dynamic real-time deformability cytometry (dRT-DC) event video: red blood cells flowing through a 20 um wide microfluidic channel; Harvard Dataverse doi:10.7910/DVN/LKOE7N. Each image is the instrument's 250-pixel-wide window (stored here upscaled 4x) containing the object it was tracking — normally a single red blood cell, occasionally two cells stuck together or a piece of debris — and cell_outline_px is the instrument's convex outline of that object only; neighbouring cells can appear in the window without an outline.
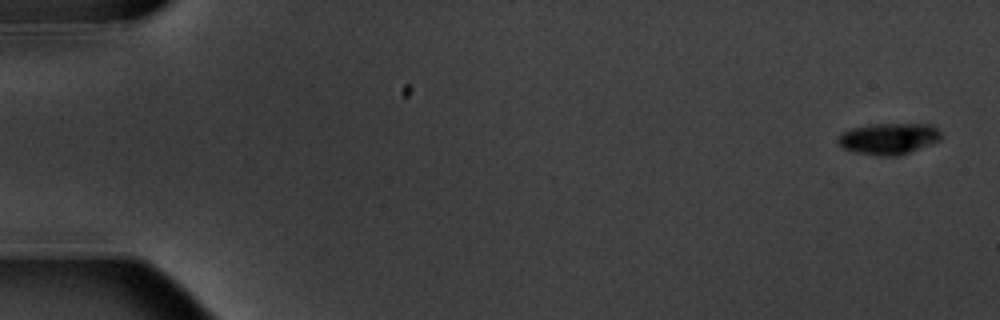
{"species": "common noctule bat (a hibernating species)", "species_latin": "Nyctalus noctula", "temperature_condition": "warm", "stored_images_in_passage": 16, "segment_of_instrument_passage": [1, 2], "camera_frame_rate_fps": 3000, "um_per_image_px": 0.085, "animal": {"sex": "male", "body_mass_g": 20.1, "forearm_length_mm": 53.5}, "frame": {"image": 1, "passage_image": 1, "time_ms": 0.0, "image_size_px": [1000, 320], "cell_outline_px": [[944, 136], [940, 140], [932, 144], [896, 156], [876, 156], [856, 152], [844, 148], [836, 140], [848, 128], [868, 124], [932, 124]], "centroid_in_image_um": [75.56, 11.77], "position_along_channel_um": 9.4, "area_um2": 18.9}}
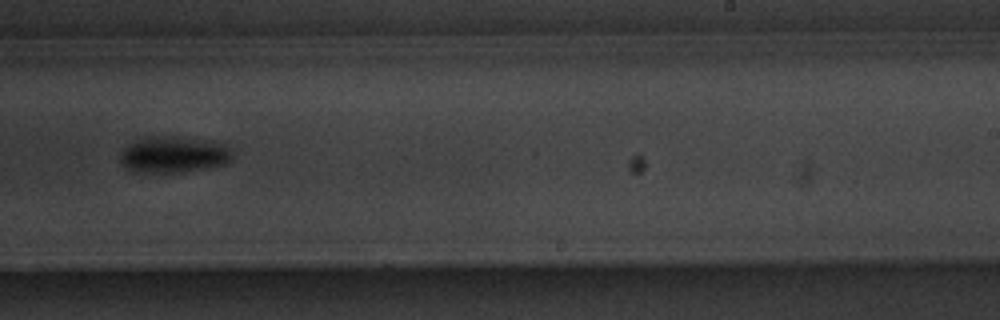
{"frame": {"image": 2, "passage_image": 10, "time_ms": 11.667, "image_size_px": [1000, 320], "cell_outline_px": [[232, 160], [228, 164], [180, 172], [136, 172], [128, 168], [120, 160], [120, 152], [128, 144], [136, 140], [148, 136], [180, 136], [224, 144], [232, 152]], "centroid_in_image_um": [14.76, 13.13], "position_along_channel_um": 274.2, "area_um2": 23.7}}
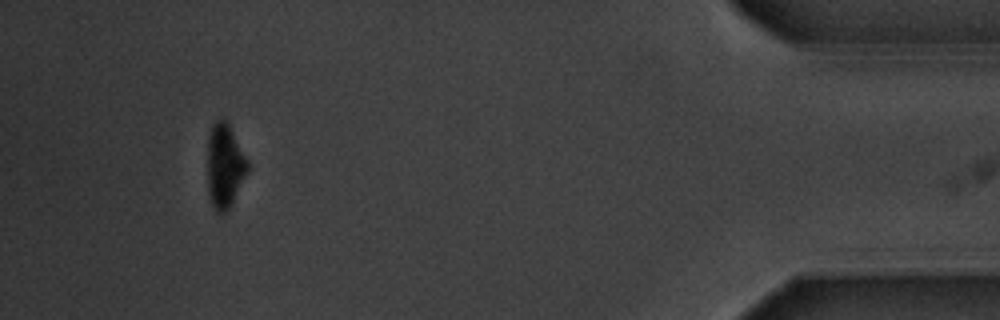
{"frame": {"image": 3, "passage_image": 14, "time_ms": 17.333, "image_size_px": [1000, 320], "cell_outline_px": [[248, 172], [232, 204], [224, 212], [216, 212], [212, 204], [208, 192], [208, 136], [212, 124], [216, 120], [224, 116], [248, 160]], "centroid_in_image_um": [19.1, 14.07], "position_along_channel_um": 416.1, "area_um2": 19.71}}